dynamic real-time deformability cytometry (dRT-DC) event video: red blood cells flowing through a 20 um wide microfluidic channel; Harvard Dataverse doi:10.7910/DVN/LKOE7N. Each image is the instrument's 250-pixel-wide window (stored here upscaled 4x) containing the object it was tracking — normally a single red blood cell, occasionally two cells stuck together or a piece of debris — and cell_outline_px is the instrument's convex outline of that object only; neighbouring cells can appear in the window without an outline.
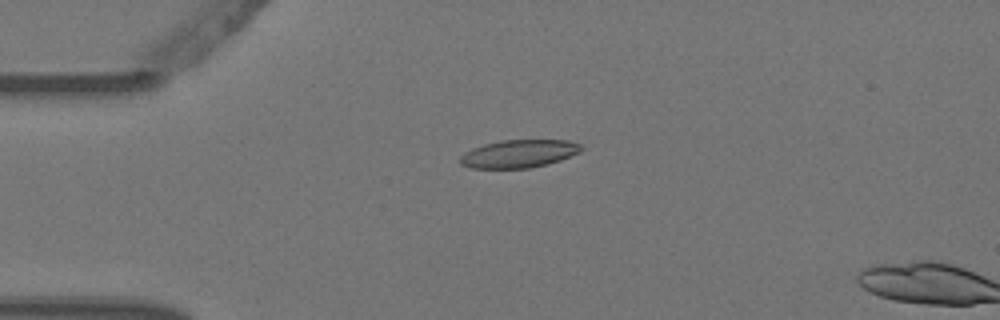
{"species": "Egyptian fruit bat (a non-hibernating species)", "species_latin": "Rousettus aegyptiacus", "temperature_condition": "warm", "stored_images_in_passage": 5, "camera_frame_rate_fps": 3000, "um_per_image_px": 0.085, "animal": {"sex": "female"}, "frame": {"image": 1, "passage_image": 4, "time_ms": 1.0, "image_size_px": [1000, 320], "cell_outline_px": [[584, 148], [580, 152], [560, 160], [548, 164], [528, 168], [468, 168], [460, 164], [460, 156], [464, 152], [472, 148], [484, 144], [500, 140], [568, 140], [580, 144]], "centroid_in_image_um": [44.09, 13.06], "position_along_channel_um": 40.9, "area_um2": 19.83}}